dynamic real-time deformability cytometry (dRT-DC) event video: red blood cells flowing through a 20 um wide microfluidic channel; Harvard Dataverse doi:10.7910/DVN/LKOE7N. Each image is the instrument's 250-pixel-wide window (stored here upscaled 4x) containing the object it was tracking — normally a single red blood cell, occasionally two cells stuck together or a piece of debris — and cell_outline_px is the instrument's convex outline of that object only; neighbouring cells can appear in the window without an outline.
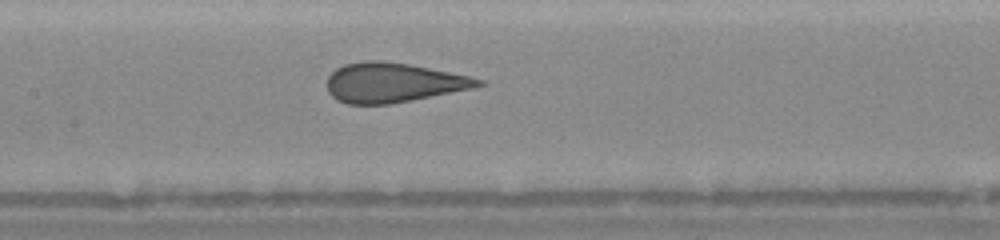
{"species": "human", "species_latin": "Homo sapiens", "temperature_condition": "warm", "stored_images_in_passage": 22, "camera_frame_rate_fps": 3000, "um_per_image_px": 0.085, "donor": {"sex": "female"}, "frame": {"image": 1, "passage_image": 10, "time_ms": 4.333, "image_size_px": [1000, 240], "cell_outline_px": [[484, 84], [472, 88], [392, 104], [348, 104], [336, 100], [328, 92], [328, 76], [336, 68], [344, 64], [364, 60], [384, 60], [408, 64], [468, 76], [484, 80]], "centroid_in_image_um": [33.37, 7.02], "position_along_channel_um": 174.0, "area_um2": 34.68}}
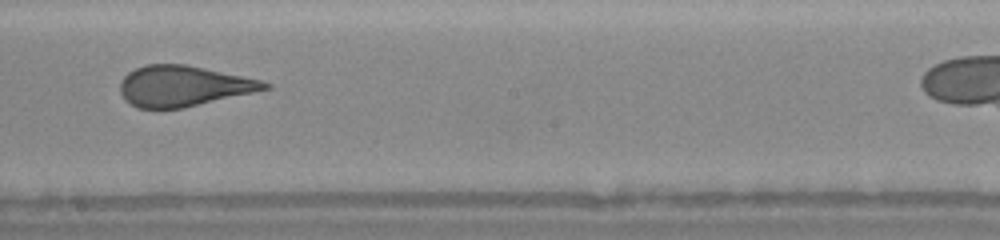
{"frame": {"image": 2, "passage_image": 13, "time_ms": 5.667, "image_size_px": [1000, 240], "cell_outline_px": [[272, 88], [184, 108], [136, 108], [124, 100], [120, 92], [120, 84], [124, 76], [128, 72], [136, 68], [148, 64], [184, 64], [260, 80], [272, 84]], "centroid_in_image_um": [15.56, 7.32], "position_along_channel_um": 232.6, "area_um2": 34.04}}